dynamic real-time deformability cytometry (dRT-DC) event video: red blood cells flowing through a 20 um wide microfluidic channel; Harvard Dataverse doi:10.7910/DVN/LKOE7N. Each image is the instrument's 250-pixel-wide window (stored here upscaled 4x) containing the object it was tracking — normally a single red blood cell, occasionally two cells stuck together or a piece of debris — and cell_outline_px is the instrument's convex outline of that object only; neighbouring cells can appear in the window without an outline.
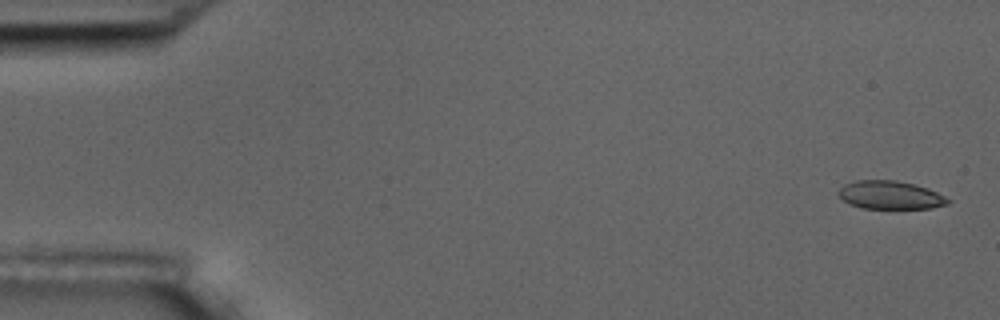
{"species": "common noctule bat (a hibernating species)", "species_latin": "Nyctalus noctula", "temperature_condition": "room temperature", "stored_images_in_passage": 6, "camera_frame_rate_fps": 3000, "um_per_image_px": 0.085, "animal": {"sex": "male", "body_mass_g": 17.5, "forearm_length_mm": 52.3}, "frame": {"image": 1, "passage_image": 1, "time_ms": 0.0, "image_size_px": [1000, 320], "cell_outline_px": [[952, 200], [948, 204], [932, 208], [860, 208], [848, 204], [836, 192], [844, 184], [856, 180], [896, 180], [928, 188]], "centroid_in_image_um": [75.65, 16.58], "position_along_channel_um": 9.3, "area_um2": 18.03}}
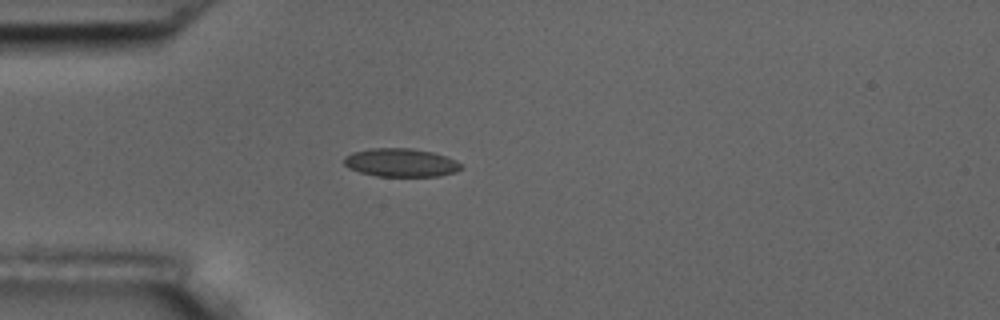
{"frame": {"image": 2, "passage_image": 5, "time_ms": 4.667, "image_size_px": [1000, 320], "cell_outline_px": [[464, 168], [456, 172], [440, 176], [376, 176], [360, 172], [348, 168], [344, 164], [344, 156], [352, 152], [372, 148], [412, 148], [432, 152], [456, 160], [464, 164]], "centroid_in_image_um": [34.1, 13.82], "position_along_channel_um": 50.9, "area_um2": 19.54}}